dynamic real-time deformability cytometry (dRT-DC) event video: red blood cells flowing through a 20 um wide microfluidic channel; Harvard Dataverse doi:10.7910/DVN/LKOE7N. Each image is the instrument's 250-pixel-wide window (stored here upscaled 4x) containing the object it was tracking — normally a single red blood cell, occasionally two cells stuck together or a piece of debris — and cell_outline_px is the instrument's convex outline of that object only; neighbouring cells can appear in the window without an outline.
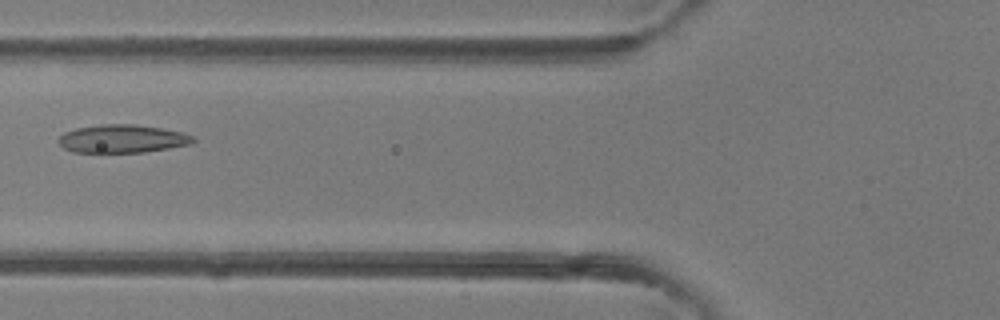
{"species": "common noctule bat (a hibernating species)", "species_latin": "Nyctalus noctula", "temperature_condition": "room temperature", "stored_images_in_passage": 2, "camera_frame_rate_fps": 3000, "um_per_image_px": 0.085, "animal": {"sex": "female"}, "frame": {"image": 1, "passage_image": 2, "time_ms": 1.0, "image_size_px": [1000, 320], "cell_outline_px": [[196, 140], [188, 144], [168, 148], [144, 152], [72, 152], [64, 148], [56, 140], [64, 132], [76, 128], [100, 124], [136, 124], [184, 132], [192, 136]], "centroid_in_image_um": [10.36, 11.78], "position_along_channel_um": 115.4, "area_um2": 22.02}}